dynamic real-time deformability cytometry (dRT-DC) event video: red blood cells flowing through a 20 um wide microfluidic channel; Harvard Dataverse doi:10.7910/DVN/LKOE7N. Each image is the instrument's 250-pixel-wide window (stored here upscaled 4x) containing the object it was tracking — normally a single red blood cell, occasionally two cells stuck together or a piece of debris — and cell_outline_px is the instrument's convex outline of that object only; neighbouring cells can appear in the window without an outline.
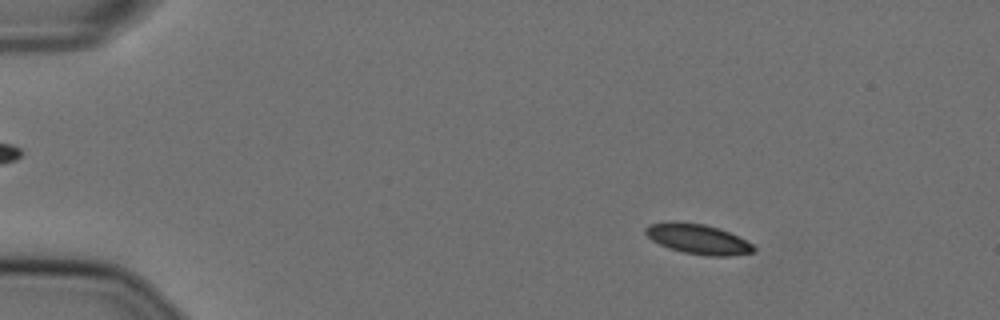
{"species": "Egyptian fruit bat (a non-hibernating species)", "species_latin": "Rousettus aegyptiacus", "temperature_condition": "cold", "stored_images_in_passage": 57, "camera_frame_rate_fps": 3000, "um_per_image_px": 0.085, "animal": {"sex": "female"}, "frame": {"image": 1, "passage_image": 9, "time_ms": 2.667, "image_size_px": [1000, 320], "cell_outline_px": [[756, 252], [728, 256], [708, 256], [684, 252], [668, 248], [652, 240], [644, 232], [644, 228], [648, 224], [668, 220], [676, 220], [704, 224], [720, 228], [752, 244], [756, 248]], "centroid_in_image_um": [59.28, 20.29], "position_along_channel_um": 25.7, "area_um2": 19.13}}
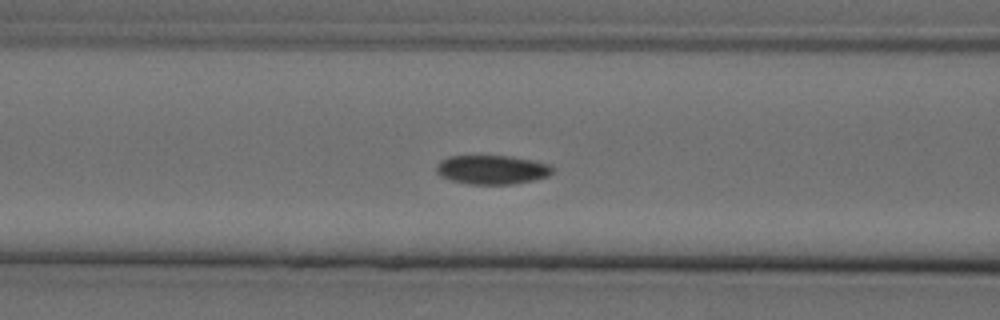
{"frame": {"image": 2, "passage_image": 24, "time_ms": 7.667, "image_size_px": [1000, 320], "cell_outline_px": [[556, 168], [548, 176], [532, 180], [512, 184], [468, 184], [452, 180], [440, 176], [436, 172], [436, 164], [440, 160], [448, 156], [508, 156], [532, 160], [548, 164]], "centroid_in_image_um": [41.8, 14.42], "position_along_channel_um": 124.8, "area_um2": 19.65}}
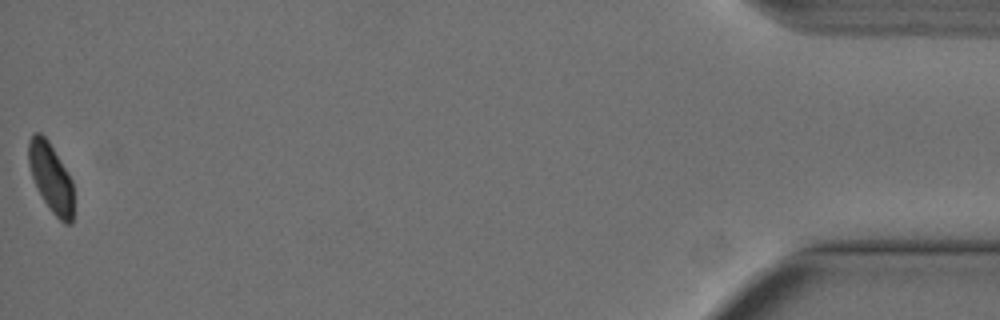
{"frame": {"image": 3, "passage_image": 57, "time_ms": 18.667, "image_size_px": [1000, 320], "cell_outline_px": [[72, 224], [64, 224], [52, 212], [44, 200], [32, 176], [28, 164], [28, 140], [32, 132], [40, 132], [48, 140], [68, 172], [72, 180]], "centroid_in_image_um": [4.31, 15.05], "position_along_channel_um": 430.9, "area_um2": 17.92}}